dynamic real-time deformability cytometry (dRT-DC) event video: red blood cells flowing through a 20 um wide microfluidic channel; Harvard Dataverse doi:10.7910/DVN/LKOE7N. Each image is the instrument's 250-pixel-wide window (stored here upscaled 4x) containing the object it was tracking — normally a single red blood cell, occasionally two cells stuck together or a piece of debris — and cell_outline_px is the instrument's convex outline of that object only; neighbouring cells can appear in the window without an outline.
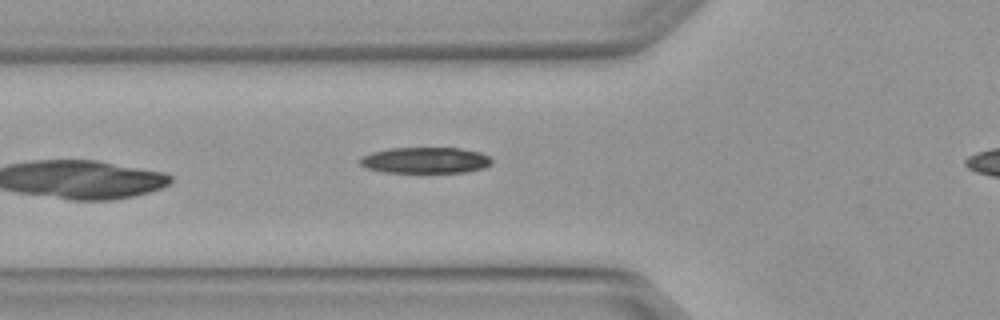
{"species": "Egyptian fruit bat (a non-hibernating species)", "species_latin": "Rousettus aegyptiacus", "temperature_condition": "warm", "stored_images_in_passage": 5, "segment_of_instrument_passage": [1, 2], "camera_frame_rate_fps": 3000, "um_per_image_px": 0.085, "animal": {"sex": "female"}, "frame": {"image": 1, "passage_image": 4, "time_ms": 1.0, "image_size_px": [1000, 320], "cell_outline_px": [[492, 164], [484, 168], [468, 172], [384, 172], [364, 168], [360, 164], [360, 156], [372, 152], [388, 148], [460, 148], [480, 152], [488, 156], [492, 160]], "centroid_in_image_um": [36.14, 13.62], "position_along_channel_um": 89.7, "area_um2": 20.17}}